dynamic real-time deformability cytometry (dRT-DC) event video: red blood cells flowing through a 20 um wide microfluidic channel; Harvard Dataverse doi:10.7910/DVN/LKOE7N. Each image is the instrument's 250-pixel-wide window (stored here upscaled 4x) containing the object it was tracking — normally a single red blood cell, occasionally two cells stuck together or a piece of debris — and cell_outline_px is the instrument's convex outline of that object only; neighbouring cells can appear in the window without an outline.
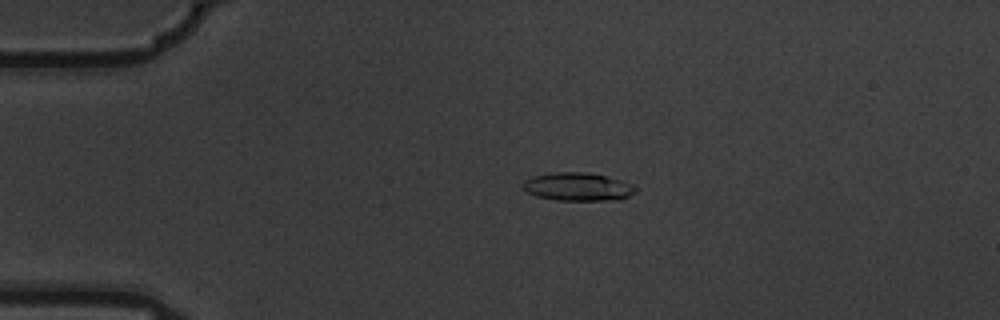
{"species": "common noctule bat (a hibernating species)", "species_latin": "Nyctalus noctula", "temperature_condition": "warm", "stored_images_in_passage": 2, "camera_frame_rate_fps": 3000, "um_per_image_px": 0.085, "animal": {"sex": "male", "body_mass_g": 19.5, "forearm_length_mm": 54.6}, "frame": {"image": 1, "passage_image": 1, "time_ms": 0.0, "image_size_px": [1000, 320], "cell_outline_px": [[636, 192], [628, 196], [608, 200], [556, 200], [536, 196], [528, 192], [520, 184], [524, 180], [532, 176], [556, 172], [584, 172], [604, 176], [620, 180], [636, 188]], "centroid_in_image_um": [49.03, 15.87], "position_along_channel_um": 36.0, "area_um2": 18.15}}